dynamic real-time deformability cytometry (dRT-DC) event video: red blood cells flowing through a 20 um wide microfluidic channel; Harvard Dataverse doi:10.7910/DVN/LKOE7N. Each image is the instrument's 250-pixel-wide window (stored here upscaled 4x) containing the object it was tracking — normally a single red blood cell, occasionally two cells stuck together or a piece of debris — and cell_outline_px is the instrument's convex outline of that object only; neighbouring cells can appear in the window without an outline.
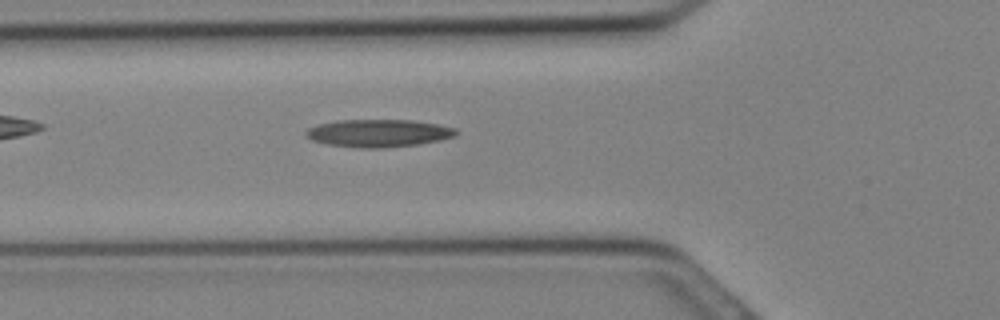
{"species": "Egyptian fruit bat (a non-hibernating species)", "species_latin": "Rousettus aegyptiacus", "temperature_condition": "cold", "stored_images_in_passage": 6, "camera_frame_rate_fps": 3000, "um_per_image_px": 0.085, "animal": {"sex": "female"}, "frame": {"image": 1, "passage_image": 2, "time_ms": 0.333, "image_size_px": [1000, 320], "cell_outline_px": [[460, 132], [456, 136], [440, 140], [420, 144], [384, 148], [360, 148], [328, 144], [312, 140], [304, 136], [304, 132], [308, 128], [320, 124], [340, 120], [412, 120], [440, 124], [456, 128]], "centroid_in_image_um": [32.22, 11.32], "position_along_channel_um": 93.6, "area_um2": 24.39}}
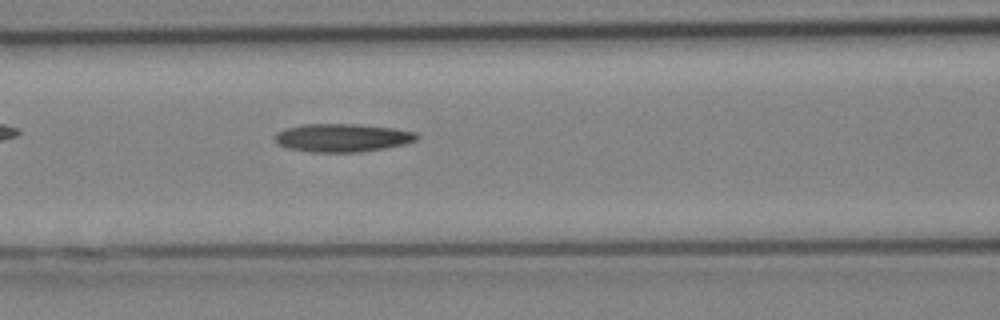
{"frame": {"image": 2, "passage_image": 4, "time_ms": 1.0, "image_size_px": [1000, 320], "cell_outline_px": [[420, 136], [416, 140], [404, 144], [384, 148], [356, 152], [312, 152], [288, 148], [280, 144], [272, 136], [276, 132], [284, 128], [300, 124], [360, 124], [396, 128], [416, 132]], "centroid_in_image_um": [29.09, 11.69], "position_along_channel_um": 137.5, "area_um2": 23.47}}
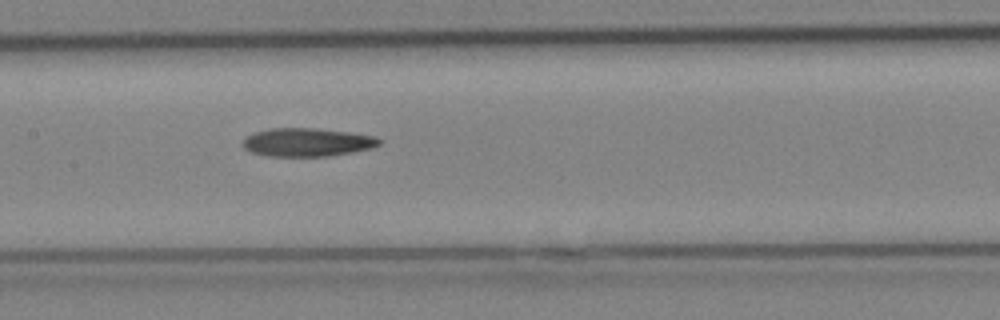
{"frame": {"image": 3, "passage_image": 6, "time_ms": 1.667, "image_size_px": [1000, 320], "cell_outline_px": [[384, 140], [376, 148], [328, 156], [268, 156], [252, 152], [244, 148], [244, 140], [248, 136], [256, 132], [272, 128], [312, 128], [348, 132], [376, 136]], "centroid_in_image_um": [26.2, 12.09], "position_along_channel_um": 181.2, "area_um2": 22.48}}